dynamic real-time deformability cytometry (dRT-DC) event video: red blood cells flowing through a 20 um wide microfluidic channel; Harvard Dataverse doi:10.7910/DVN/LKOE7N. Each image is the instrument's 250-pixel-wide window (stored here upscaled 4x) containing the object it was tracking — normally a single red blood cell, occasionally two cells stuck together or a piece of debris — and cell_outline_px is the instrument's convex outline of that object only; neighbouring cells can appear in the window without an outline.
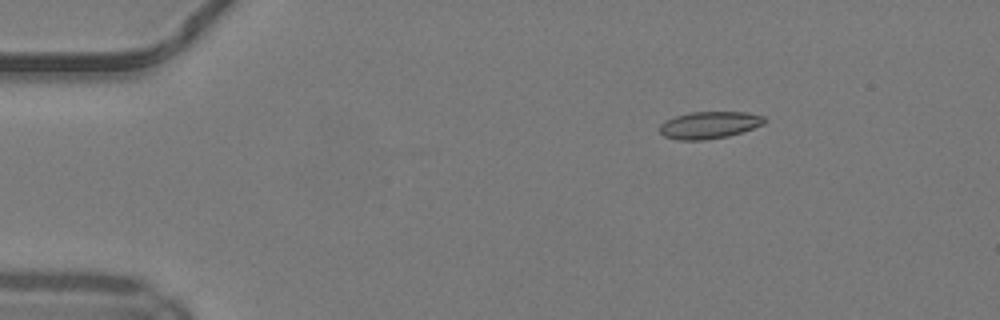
{"species": "common noctule bat (a hibernating species)", "species_latin": "Nyctalus noctula", "temperature_condition": "warm", "stored_images_in_passage": 44, "camera_frame_rate_fps": 3000, "um_per_image_px": 0.085, "animal": {"sex": "male", "body_mass_g": 19.2, "forearm_length_mm": 51.8}, "frame": {"image": 1, "passage_image": 2, "time_ms": 0.333, "image_size_px": [1000, 320], "cell_outline_px": [[768, 120], [764, 124], [728, 136], [704, 140], [680, 140], [664, 136], [660, 132], [660, 124], [676, 116], [692, 112], [748, 112], [764, 116]], "centroid_in_image_um": [60.33, 10.62], "position_along_channel_um": 24.7, "area_um2": 16.42}}
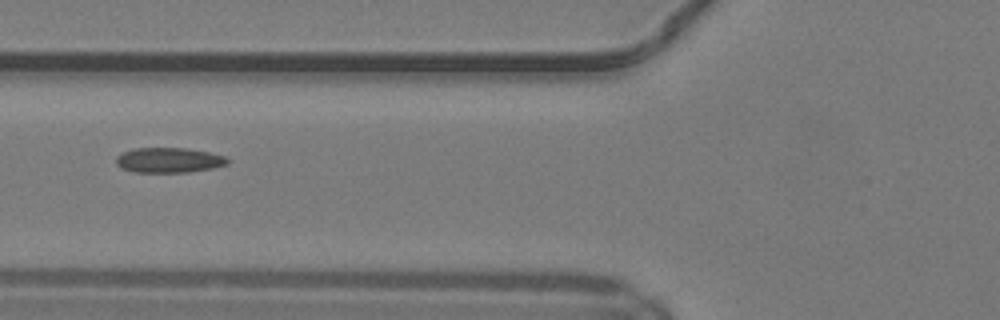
{"frame": {"image": 2, "passage_image": 14, "time_ms": 4.333, "image_size_px": [1000, 320], "cell_outline_px": [[228, 164], [212, 168], [188, 172], [136, 172], [120, 168], [116, 164], [116, 156], [132, 148], [184, 148], [208, 152], [228, 156]], "centroid_in_image_um": [14.35, 13.61], "position_along_channel_um": 111.5, "area_um2": 16.3}}
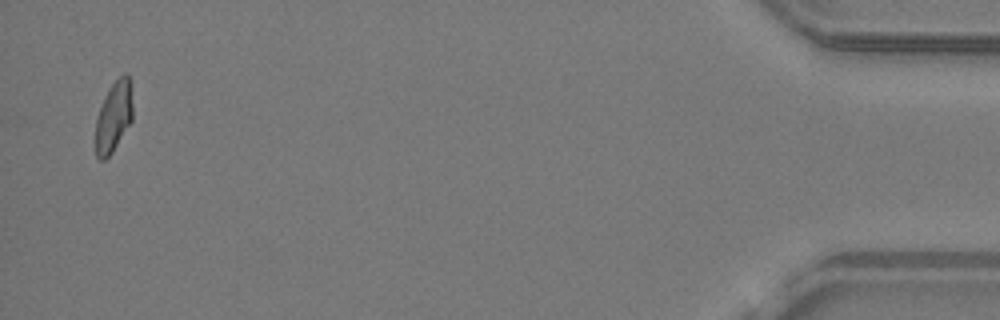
{"frame": {"image": 3, "passage_image": 43, "time_ms": 14.0, "image_size_px": [1000, 320], "cell_outline_px": [[132, 120], [112, 152], [104, 160], [100, 160], [96, 156], [96, 116], [104, 96], [112, 84], [124, 72], [128, 72], [132, 80]], "centroid_in_image_um": [9.68, 9.84], "position_along_channel_um": 425.5, "area_um2": 15.49}, "authors_computed_cell_mechanics": {"area_um2": 16.1551, "velocity_mm_per_s": 4.1603, "shape_relaxation_time_tau1_ms": null, "shape_relaxation_time_tau2_ms": 1.6713, "deformation_change_tau1": null, "deformation_change_tau2": 0.0594}}